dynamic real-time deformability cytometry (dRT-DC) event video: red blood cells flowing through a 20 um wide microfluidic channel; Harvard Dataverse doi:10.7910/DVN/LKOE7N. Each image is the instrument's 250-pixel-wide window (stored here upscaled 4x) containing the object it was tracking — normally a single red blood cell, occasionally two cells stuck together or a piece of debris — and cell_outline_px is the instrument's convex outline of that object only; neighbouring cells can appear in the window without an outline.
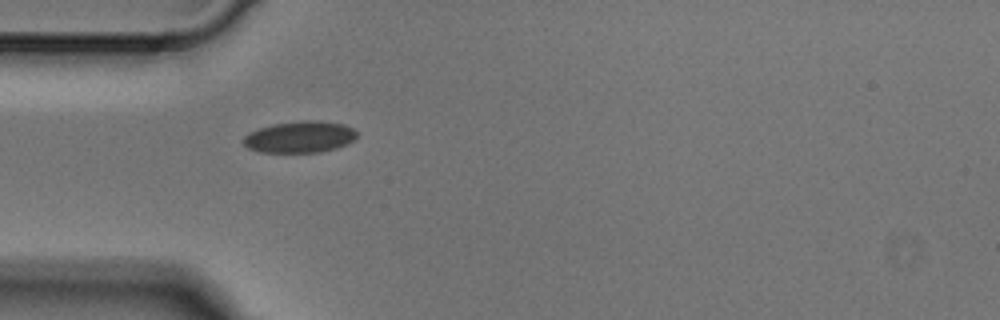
{"species": "Egyptian fruit bat (a non-hibernating species)", "species_latin": "Rousettus aegyptiacus", "temperature_condition": "cold", "stored_images_in_passage": 2, "camera_frame_rate_fps": 3000, "um_per_image_px": 0.085, "animal": {"sex": "male"}, "frame": {"image": 1, "passage_image": 1, "time_ms": 0.0, "image_size_px": [1000, 320], "cell_outline_px": [[356, 136], [348, 144], [336, 148], [320, 152], [260, 152], [248, 148], [244, 144], [244, 136], [248, 132], [272, 124], [300, 120], [316, 120], [344, 124], [352, 128], [356, 132]], "centroid_in_image_um": [25.47, 11.63], "position_along_channel_um": 59.5, "area_um2": 20.87}}
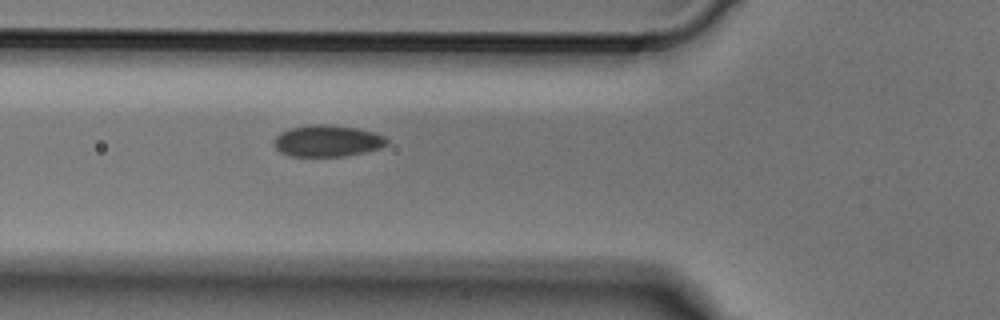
{"frame": {"image": 2, "passage_image": 2, "time_ms": 0.333, "image_size_px": [1000, 320], "cell_outline_px": [[388, 144], [380, 148], [364, 152], [344, 156], [288, 156], [280, 152], [272, 144], [276, 136], [280, 132], [292, 128], [312, 124], [328, 124], [356, 128], [372, 132], [384, 136], [388, 140]], "centroid_in_image_um": [27.8, 11.98], "position_along_channel_um": 98.0, "area_um2": 20.75}}